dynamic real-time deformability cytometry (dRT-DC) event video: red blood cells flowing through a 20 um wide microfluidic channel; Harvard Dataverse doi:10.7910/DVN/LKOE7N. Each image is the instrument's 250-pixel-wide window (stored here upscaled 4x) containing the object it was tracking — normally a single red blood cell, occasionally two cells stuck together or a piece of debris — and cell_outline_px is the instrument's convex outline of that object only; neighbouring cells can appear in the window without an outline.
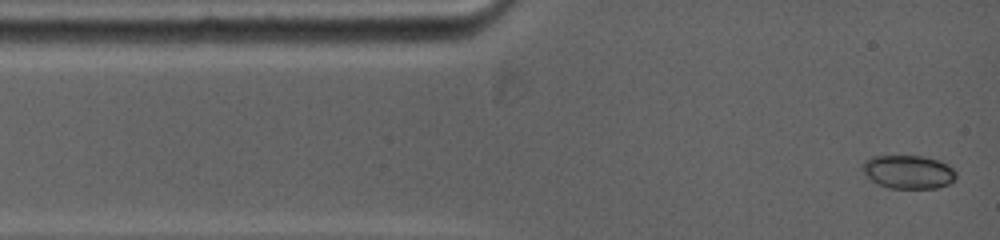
{"species": "common noctule bat (a hibernating species)", "species_latin": "Nyctalus noctula", "temperature_condition": "warm", "stored_images_in_passage": 4, "camera_frame_rate_fps": 5000, "um_per_image_px": 0.085, "animal": {"sex": "female", "body_mass_g": 19.0, "forearm_length_mm": 53.3}, "frame": {"image": 1, "passage_image": 1, "time_ms": 0.0, "image_size_px": [1000, 240], "cell_outline_px": [[956, 180], [948, 184], [936, 188], [888, 188], [872, 180], [864, 172], [860, 164], [864, 160], [872, 156], [920, 156], [940, 160], [948, 164], [956, 172]], "centroid_in_image_um": [77.22, 14.6], "position_along_channel_um": 7.8, "area_um2": 18.32}}
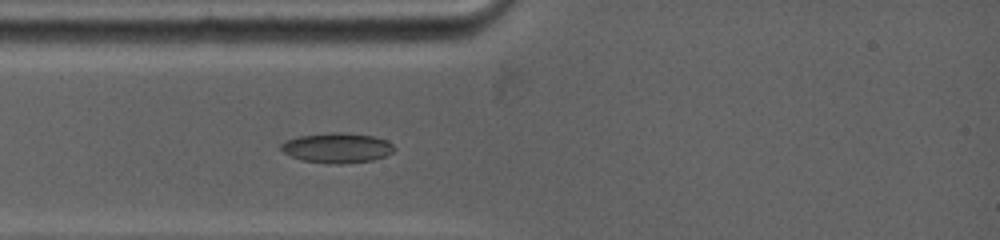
{"frame": {"image": 2, "passage_image": 4, "time_ms": 2.4, "image_size_px": [1000, 240], "cell_outline_px": [[396, 148], [392, 152], [384, 156], [372, 160], [344, 164], [328, 164], [300, 160], [284, 152], [280, 148], [280, 144], [284, 140], [296, 136], [328, 132], [340, 132], [372, 136], [384, 140], [392, 144]], "centroid_in_image_um": [28.59, 12.57], "position_along_channel_um": 56.4, "area_um2": 19.94}}